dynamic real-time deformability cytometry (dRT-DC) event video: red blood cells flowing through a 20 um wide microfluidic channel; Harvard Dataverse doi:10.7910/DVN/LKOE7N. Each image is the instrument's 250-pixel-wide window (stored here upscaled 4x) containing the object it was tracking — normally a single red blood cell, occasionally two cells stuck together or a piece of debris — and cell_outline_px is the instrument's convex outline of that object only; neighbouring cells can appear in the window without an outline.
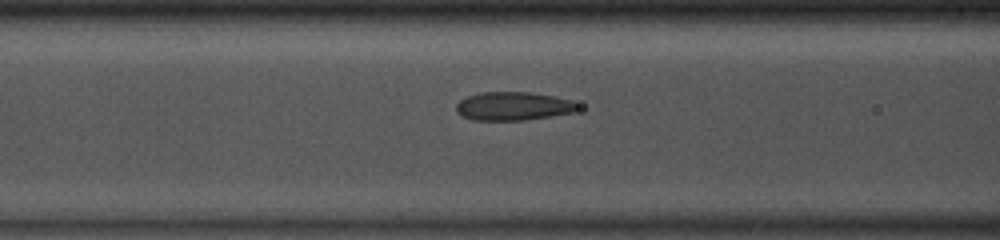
{"species": "common noctule bat (a hibernating species)", "species_latin": "Nyctalus noctula", "temperature_condition": "room temperature", "stored_images_in_passage": 41, "camera_frame_rate_fps": 3000, "um_per_image_px": 0.085, "animal": {"sex": "male", "body_mass_g": 13.0, "forearm_length_mm": 53.1}, "frame": {"image": 1, "passage_image": 12, "time_ms": 3.667, "image_size_px": [1000, 240], "cell_outline_px": [[580, 108], [572, 112], [524, 120], [472, 120], [456, 112], [456, 104], [460, 100], [468, 96], [480, 92], [528, 92], [556, 96], [572, 100], [580, 104]], "centroid_in_image_um": [43.63, 9.01], "position_along_channel_um": 123.0, "area_um2": 20.17}}
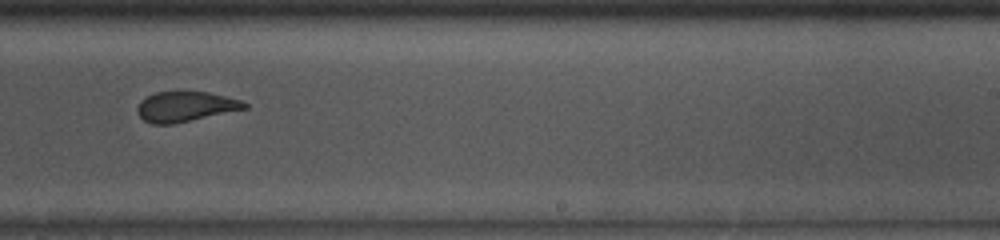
{"frame": {"image": 2, "passage_image": 23, "time_ms": 7.333, "image_size_px": [1000, 240], "cell_outline_px": [[248, 108], [172, 124], [152, 124], [144, 120], [136, 112], [136, 108], [140, 100], [156, 92], [208, 92], [240, 100], [248, 104]], "centroid_in_image_um": [15.73, 9.06], "position_along_channel_um": 273.3, "area_um2": 18.61}}
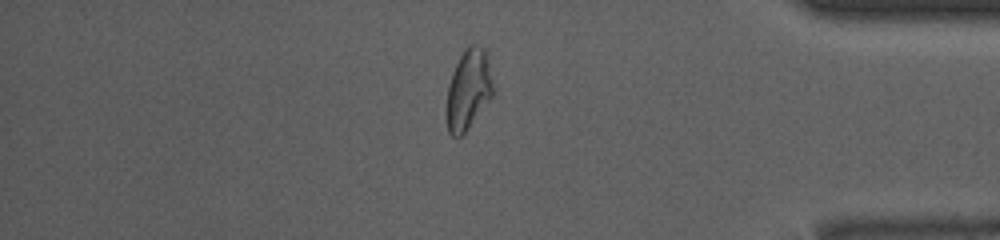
{"frame": {"image": 3, "passage_image": 34, "time_ms": 11.0, "image_size_px": [1000, 240], "cell_outline_px": [[496, 92], [464, 132], [456, 140], [448, 132], [444, 116], [444, 112], [448, 84], [452, 72], [464, 48], [468, 44], [476, 44], [484, 48], [488, 52], [496, 88]], "centroid_in_image_um": [39.82, 7.59], "position_along_channel_um": 395.4, "area_um2": 22.89}, "authors_computed_cell_mechanics": {"area_um2": 20.8658, "velocity_mm_per_s": 4.108, "shape_relaxation_time_tau1_ms": null, "shape_relaxation_time_tau2_ms": 1.5943, "deformation_change_tau1": null, "deformation_change_tau2": 0.0491}}